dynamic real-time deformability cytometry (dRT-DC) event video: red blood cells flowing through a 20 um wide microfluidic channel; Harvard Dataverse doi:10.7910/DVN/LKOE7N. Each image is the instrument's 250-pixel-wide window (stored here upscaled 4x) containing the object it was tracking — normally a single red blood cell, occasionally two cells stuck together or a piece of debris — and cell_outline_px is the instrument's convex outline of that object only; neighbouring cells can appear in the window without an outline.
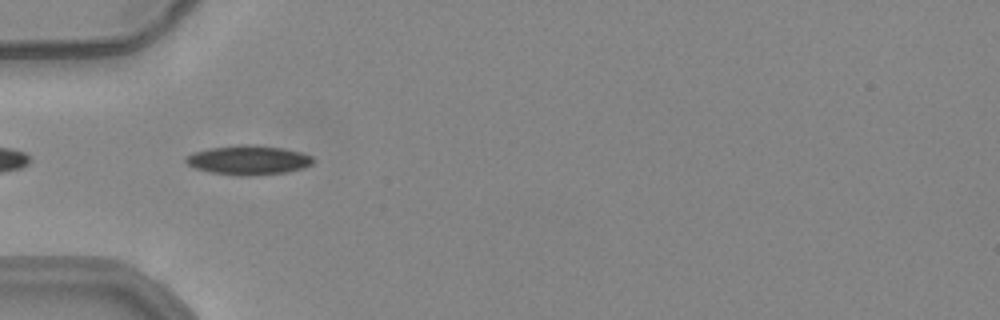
{"species": "common noctule bat (a hibernating species)", "species_latin": "Nyctalus noctula", "temperature_condition": "warm", "stored_images_in_passage": 5, "camera_frame_rate_fps": 3000, "um_per_image_px": 0.085, "animal": {"sex": "female", "body_mass_g": 24.6, "forearm_length_mm": 56.2}, "frame": {"image": 1, "passage_image": 2, "time_ms": 0.333, "image_size_px": [1000, 320], "cell_outline_px": [[316, 160], [312, 164], [304, 168], [288, 172], [252, 176], [240, 176], [212, 172], [192, 168], [184, 160], [184, 156], [192, 152], [212, 148], [240, 144], [248, 144], [284, 148], [300, 152], [312, 156]], "centroid_in_image_um": [21.12, 13.61], "position_along_channel_um": 63.9, "area_um2": 22.02}}